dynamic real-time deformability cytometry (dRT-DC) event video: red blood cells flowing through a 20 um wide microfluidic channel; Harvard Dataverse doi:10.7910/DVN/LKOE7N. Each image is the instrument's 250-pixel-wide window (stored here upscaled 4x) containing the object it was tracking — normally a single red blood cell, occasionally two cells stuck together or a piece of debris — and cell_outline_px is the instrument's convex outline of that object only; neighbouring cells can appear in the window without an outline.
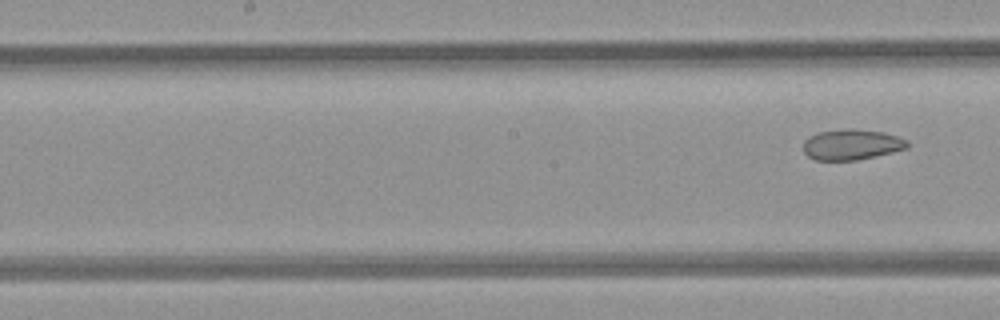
{"species": "common noctule bat (a hibernating species)", "species_latin": "Nyctalus noctula", "temperature_condition": "room temperature", "stored_images_in_passage": 9, "segment_of_instrument_passage": [2, 2], "camera_frame_rate_fps": 3000, "um_per_image_px": 0.085, "animal": {"sex": "female", "body_mass_g": 21.9}, "frame": {"image": 1, "passage_image": 9, "time_ms": 9.333, "image_size_px": [1000, 320], "cell_outline_px": [[908, 148], [856, 160], [816, 160], [808, 156], [804, 152], [804, 140], [808, 136], [820, 132], [844, 128], [852, 128], [884, 132], [908, 140]], "centroid_in_image_um": [72.37, 12.27], "position_along_channel_um": 175.8, "area_um2": 18.5}}